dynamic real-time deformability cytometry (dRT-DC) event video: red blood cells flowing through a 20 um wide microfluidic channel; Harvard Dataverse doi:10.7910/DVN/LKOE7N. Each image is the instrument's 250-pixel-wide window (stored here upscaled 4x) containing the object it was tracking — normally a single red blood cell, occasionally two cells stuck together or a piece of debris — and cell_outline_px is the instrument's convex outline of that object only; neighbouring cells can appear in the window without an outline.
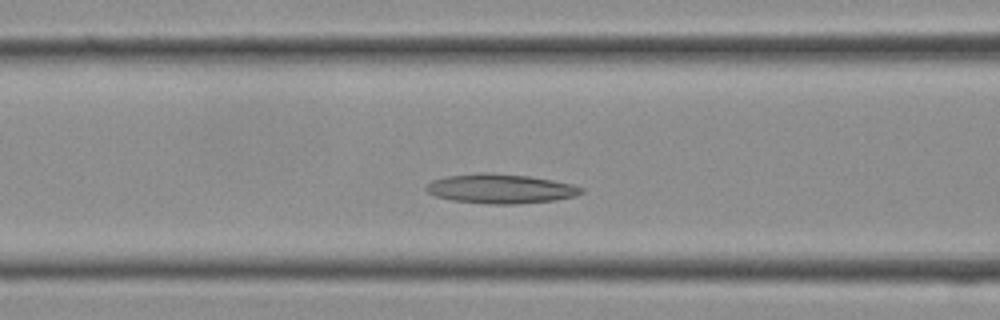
{"species": "Egyptian fruit bat (a non-hibernating species)", "species_latin": "Rousettus aegyptiacus", "temperature_condition": "cold", "stored_images_in_passage": 25, "camera_frame_rate_fps": 3000, "um_per_image_px": 0.085, "frame": {"image": 1, "passage_image": 7, "time_ms": 2.0, "image_size_px": [1000, 320], "cell_outline_px": [[584, 192], [576, 196], [556, 200], [516, 204], [488, 204], [452, 200], [436, 196], [428, 192], [424, 188], [432, 180], [448, 176], [480, 172], [492, 172], [528, 176], [552, 180], [572, 184], [584, 188]], "centroid_in_image_um": [42.57, 16.04], "position_along_channel_um": 124.0, "area_um2": 26.7}}
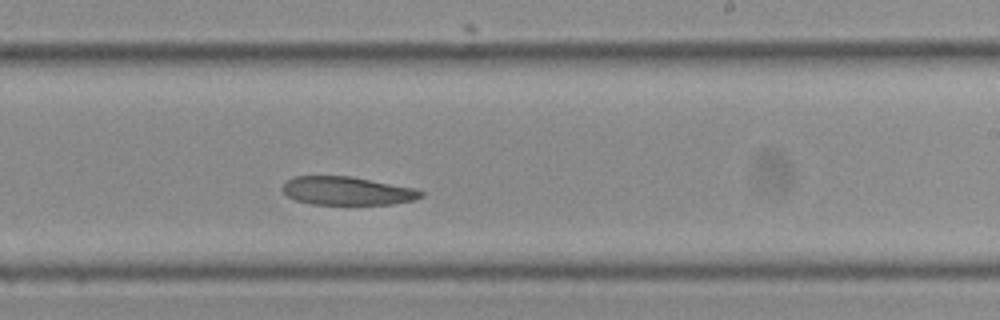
{"frame": {"image": 2, "passage_image": 13, "time_ms": 4.0, "image_size_px": [1000, 320], "cell_outline_px": [[424, 196], [416, 200], [392, 204], [312, 204], [296, 200], [288, 196], [280, 188], [292, 176], [352, 176], [416, 188], [424, 192]], "centroid_in_image_um": [29.55, 16.22], "position_along_channel_um": 259.5, "area_um2": 23.06}}
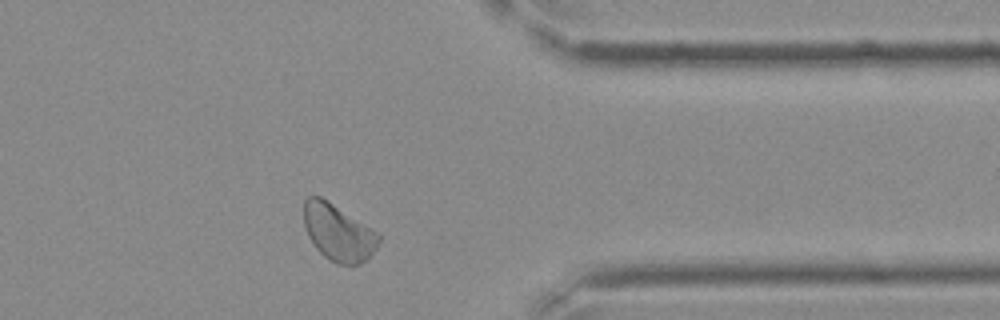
{"frame": {"image": 3, "passage_image": 19, "time_ms": 6.0, "image_size_px": [1000, 320], "cell_outline_px": [[380, 240], [376, 248], [360, 264], [336, 264], [324, 256], [316, 248], [308, 236], [304, 224], [304, 200], [308, 196], [320, 196], [380, 232]], "centroid_in_image_um": [28.76, 19.75], "position_along_channel_um": 382.6, "area_um2": 24.68}}